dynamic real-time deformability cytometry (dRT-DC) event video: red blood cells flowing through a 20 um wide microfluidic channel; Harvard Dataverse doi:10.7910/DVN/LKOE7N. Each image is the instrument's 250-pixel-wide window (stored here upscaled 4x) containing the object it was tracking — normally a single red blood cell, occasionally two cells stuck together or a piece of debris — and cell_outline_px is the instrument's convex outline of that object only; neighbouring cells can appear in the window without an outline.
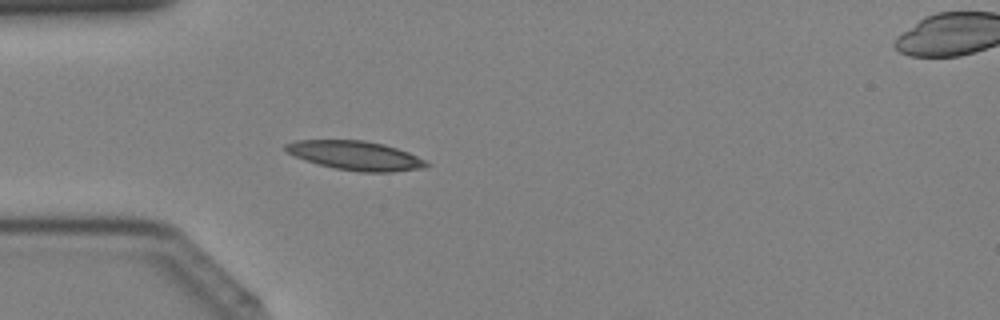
{"species": "Egyptian fruit bat (a non-hibernating species)", "species_latin": "Rousettus aegyptiacus", "temperature_condition": "cold", "stored_images_in_passage": 36, "camera_frame_rate_fps": 3000, "um_per_image_px": 0.085, "animal": {"sex": "female"}, "frame": {"image": 1, "passage_image": 12, "time_ms": 3.667, "image_size_px": [1000, 320], "cell_outline_px": [[432, 164], [424, 168], [392, 172], [360, 172], [336, 168], [320, 164], [284, 152], [284, 144], [296, 140], [364, 140], [384, 144], [408, 152]], "centroid_in_image_um": [30.23, 13.21], "position_along_channel_um": 54.8, "area_um2": 23.76}}
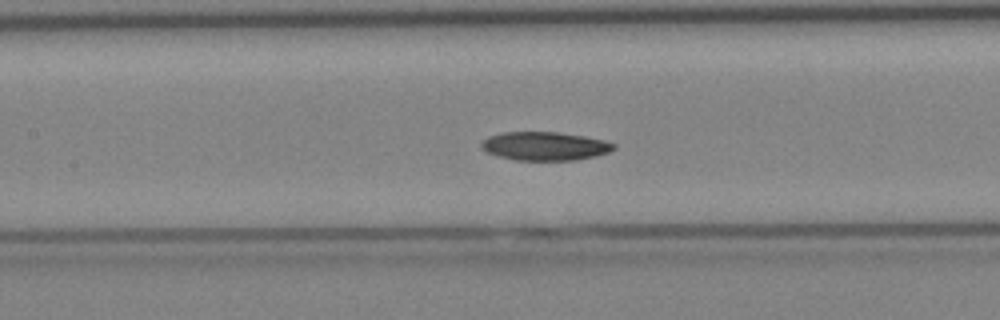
{"frame": {"image": 2, "passage_image": 19, "time_ms": 6.0, "image_size_px": [1000, 320], "cell_outline_px": [[616, 148], [608, 152], [596, 156], [576, 160], [516, 160], [500, 156], [488, 152], [480, 148], [480, 144], [488, 136], [504, 132], [560, 132], [584, 136], [604, 140], [616, 144]], "centroid_in_image_um": [46.33, 12.41], "position_along_channel_um": 161.1, "area_um2": 22.02}}
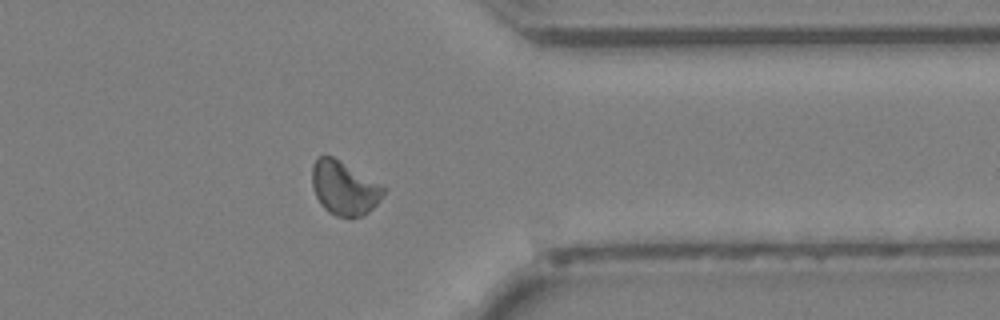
{"frame": {"image": 3, "passage_image": 33, "time_ms": 10.667, "image_size_px": [1000, 320], "cell_outline_px": [[388, 188], [380, 200], [368, 212], [360, 216], [336, 216], [328, 212], [320, 204], [312, 188], [312, 164], [320, 156], [332, 156]], "centroid_in_image_um": [29.25, 15.98], "position_along_channel_um": 382.1, "area_um2": 22.25}}